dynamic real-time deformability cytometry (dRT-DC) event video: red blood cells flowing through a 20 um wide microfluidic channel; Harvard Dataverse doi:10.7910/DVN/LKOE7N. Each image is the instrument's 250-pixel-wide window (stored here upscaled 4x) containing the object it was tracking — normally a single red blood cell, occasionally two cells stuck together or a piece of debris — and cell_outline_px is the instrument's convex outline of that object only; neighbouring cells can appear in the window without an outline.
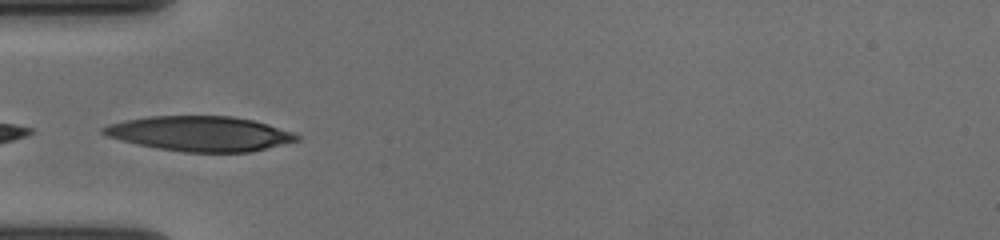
{"species": "human", "species_latin": "Homo sapiens", "temperature_condition": "cold", "stored_images_in_passage": 31, "camera_frame_rate_fps": 3000, "um_per_image_px": 0.085, "donor": {"sex": "female"}, "frame": {"image": 1, "passage_image": 1, "time_ms": 0.0, "image_size_px": [1000, 240], "cell_outline_px": [[300, 140], [252, 152], [184, 152], [156, 148], [136, 144], [108, 136], [100, 132], [100, 128], [108, 124], [124, 120], [148, 116], [232, 116], [252, 120], [268, 124], [292, 132], [300, 136]], "centroid_in_image_um": [16.99, 11.36], "position_along_channel_um": 68.0, "area_um2": 39.48}}
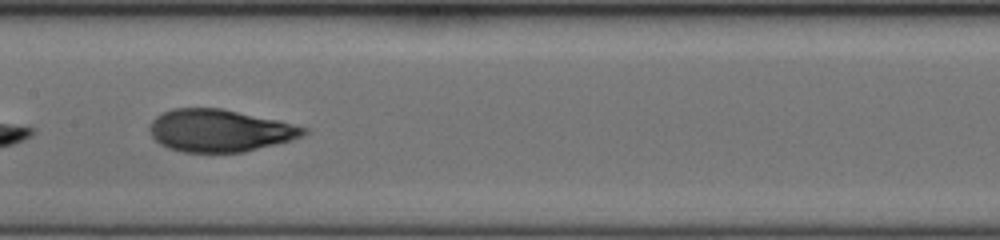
{"frame": {"image": 2, "passage_image": 11, "time_ms": 3.333, "image_size_px": [1000, 240], "cell_outline_px": [[308, 132], [304, 136], [292, 140], [244, 152], [184, 152], [168, 148], [160, 144], [152, 136], [148, 128], [152, 120], [156, 116], [172, 108], [220, 108], [280, 120], [308, 128]], "centroid_in_image_um": [18.69, 11.1], "position_along_channel_um": 188.7, "area_um2": 38.15}}
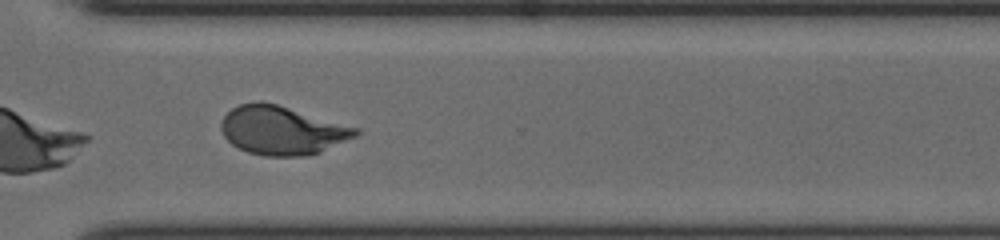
{"frame": {"image": 3, "passage_image": 24, "time_ms": 7.667, "image_size_px": [1000, 240], "cell_outline_px": [[360, 132], [356, 136], [320, 152], [308, 156], [264, 156], [248, 152], [232, 144], [224, 136], [220, 128], [220, 120], [232, 108], [240, 104], [256, 100], [260, 100], [276, 104], [360, 128]], "centroid_in_image_um": [23.96, 11.07], "position_along_channel_um": 346.6, "area_um2": 38.21}, "authors_computed_cell_mechanics": {"area_um2": 38.5526, "velocity_mm_per_s": 3.6465, "shape_relaxation_time_tau1_ms": 4.1404, "shape_relaxation_time_tau2_ms": 1.4281, "deformation_change_tau1": 0.2049, "deformation_change_tau2": 0.0743}}